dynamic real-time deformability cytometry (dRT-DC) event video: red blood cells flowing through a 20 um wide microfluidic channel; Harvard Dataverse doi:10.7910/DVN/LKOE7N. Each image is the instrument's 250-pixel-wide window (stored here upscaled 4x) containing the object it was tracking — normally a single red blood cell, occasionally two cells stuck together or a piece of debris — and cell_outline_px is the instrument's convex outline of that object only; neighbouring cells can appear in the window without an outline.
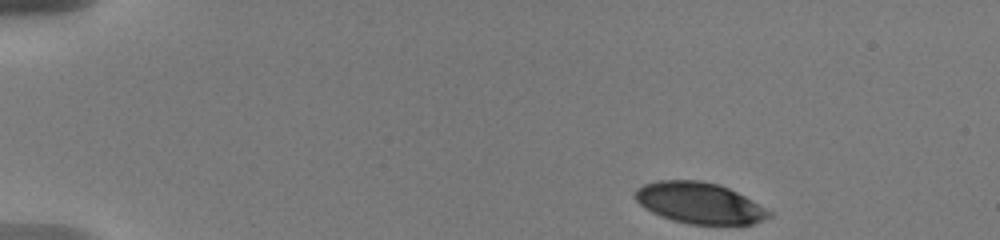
{"species": "human", "species_latin": "Homo sapiens", "temperature_condition": "warm", "stored_images_in_passage": 6, "camera_frame_rate_fps": 3000, "um_per_image_px": 0.085, "donor": {"sex": "male"}, "frame": {"image": 1, "passage_image": 1, "time_ms": 0.0, "image_size_px": [1000, 240], "cell_outline_px": [[772, 216], [752, 224], [688, 224], [672, 220], [660, 216], [644, 208], [636, 200], [636, 188], [644, 184], [660, 180], [700, 180], [720, 184], [744, 196], [772, 212]], "centroid_in_image_um": [59.44, 17.25], "position_along_channel_um": 25.6, "area_um2": 31.91}}
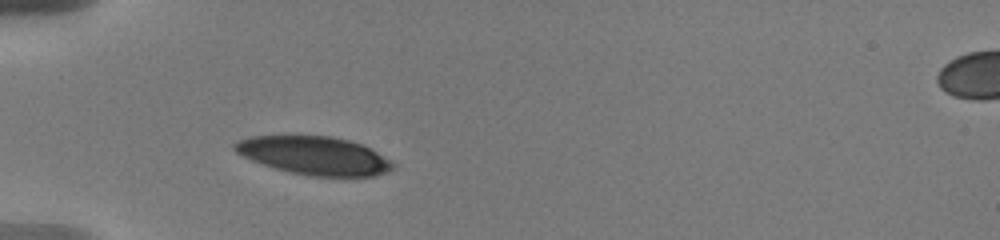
{"frame": {"image": 2, "passage_image": 5, "time_ms": 3.333, "image_size_px": [1000, 240], "cell_outline_px": [[396, 164], [388, 172], [372, 176], [312, 176], [288, 172], [252, 160], [236, 152], [232, 148], [232, 144], [240, 140], [252, 136], [332, 136], [348, 140], [360, 144], [392, 160]], "centroid_in_image_um": [26.72, 13.23], "position_along_channel_um": 58.3, "area_um2": 34.97}}